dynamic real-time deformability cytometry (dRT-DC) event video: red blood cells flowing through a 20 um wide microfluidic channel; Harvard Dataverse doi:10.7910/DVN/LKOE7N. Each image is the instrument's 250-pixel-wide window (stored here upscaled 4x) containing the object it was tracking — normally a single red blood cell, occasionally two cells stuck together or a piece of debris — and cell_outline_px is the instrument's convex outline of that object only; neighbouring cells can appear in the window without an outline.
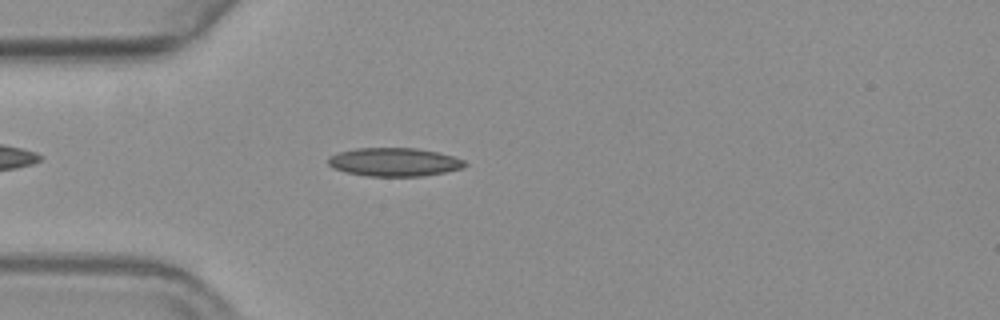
{"species": "common noctule bat (a hibernating species)", "species_latin": "Nyctalus noctula", "temperature_condition": "warm", "stored_images_in_passage": 42, "camera_frame_rate_fps": 3000, "um_per_image_px": 0.085, "animal": {"sex": "female", "body_mass_g": 19.3, "forearm_length_mm": 54.1}, "frame": {"image": 1, "passage_image": 7, "time_ms": 2.0, "image_size_px": [1000, 320], "cell_outline_px": [[468, 164], [464, 168], [444, 172], [420, 176], [368, 176], [344, 172], [332, 168], [328, 164], [328, 156], [340, 152], [356, 148], [416, 148], [436, 152], [452, 156], [464, 160]], "centroid_in_image_um": [33.49, 13.77], "position_along_channel_um": 51.5, "area_um2": 22.66}}
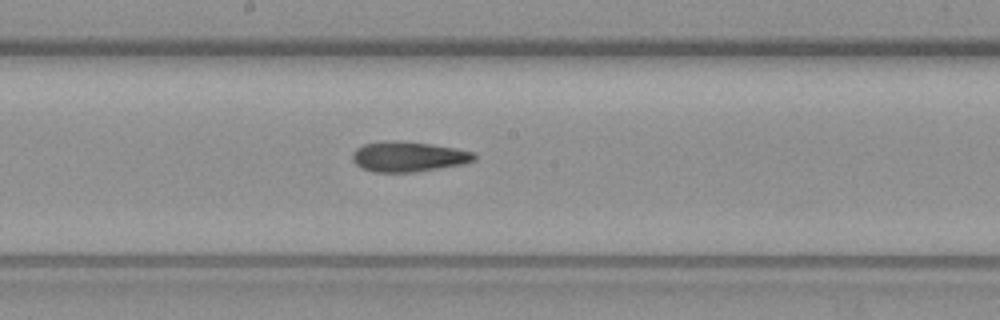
{"frame": {"image": 2, "passage_image": 21, "time_ms": 6.667, "image_size_px": [1000, 320], "cell_outline_px": [[476, 160], [464, 164], [416, 172], [372, 172], [360, 168], [352, 160], [352, 152], [356, 148], [364, 144], [384, 140], [396, 140], [428, 144], [476, 152]], "centroid_in_image_um": [34.68, 13.32], "position_along_channel_um": 213.5, "area_um2": 21.62}}
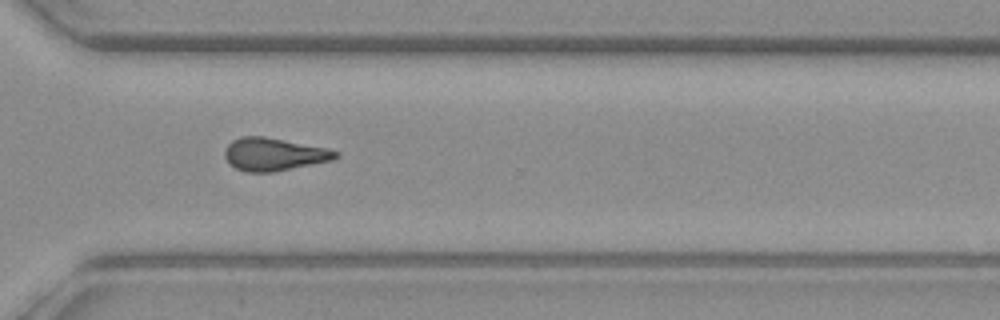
{"frame": {"image": 3, "passage_image": 32, "time_ms": 10.333, "image_size_px": [1000, 320], "cell_outline_px": [[340, 156], [332, 160], [272, 172], [244, 172], [228, 164], [224, 156], [224, 152], [228, 144], [232, 140], [240, 136], [264, 136], [328, 148], [340, 152]], "centroid_in_image_um": [23.26, 13.11], "position_along_channel_um": 347.3, "area_um2": 21.33}, "authors_computed_cell_mechanics": {"area_um2": 21.386, "velocity_mm_per_s": 3.6633, "shape_relaxation_time_tau1_ms": null, "shape_relaxation_time_tau2_ms": 5.1985, "deformation_change_tau1": null, "deformation_change_tau2": 0.1371}}